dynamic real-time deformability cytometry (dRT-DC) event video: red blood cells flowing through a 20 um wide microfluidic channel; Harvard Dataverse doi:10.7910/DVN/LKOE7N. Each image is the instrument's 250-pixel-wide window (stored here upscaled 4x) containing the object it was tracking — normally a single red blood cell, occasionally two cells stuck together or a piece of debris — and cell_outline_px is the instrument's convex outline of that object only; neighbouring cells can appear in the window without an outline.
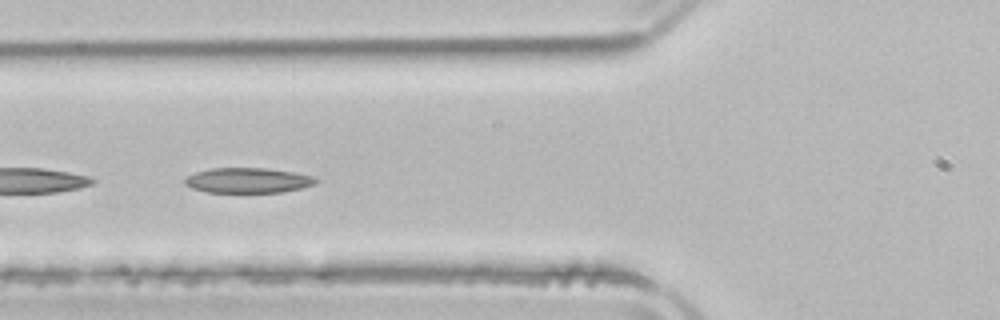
{"species": "common noctule bat (a hibernating species)", "species_latin": "Nyctalus noctula", "temperature_condition": "room temperature", "stored_images_in_passage": 33, "camera_frame_rate_fps": 3000, "um_per_image_px": 0.085, "animal": {"sex": "male", "body_mass_g": 21.5, "forearm_length_mm": 52.0}, "frame": {"image": 1, "passage_image": 19, "time_ms": 6.0, "image_size_px": [1000, 320], "cell_outline_px": [[320, 180], [316, 184], [300, 188], [280, 192], [208, 192], [192, 188], [184, 184], [184, 180], [188, 176], [196, 172], [212, 168], [264, 168], [292, 172], [312, 176]], "centroid_in_image_um": [21.07, 15.33], "position_along_channel_um": 104.7, "area_um2": 19.02}}